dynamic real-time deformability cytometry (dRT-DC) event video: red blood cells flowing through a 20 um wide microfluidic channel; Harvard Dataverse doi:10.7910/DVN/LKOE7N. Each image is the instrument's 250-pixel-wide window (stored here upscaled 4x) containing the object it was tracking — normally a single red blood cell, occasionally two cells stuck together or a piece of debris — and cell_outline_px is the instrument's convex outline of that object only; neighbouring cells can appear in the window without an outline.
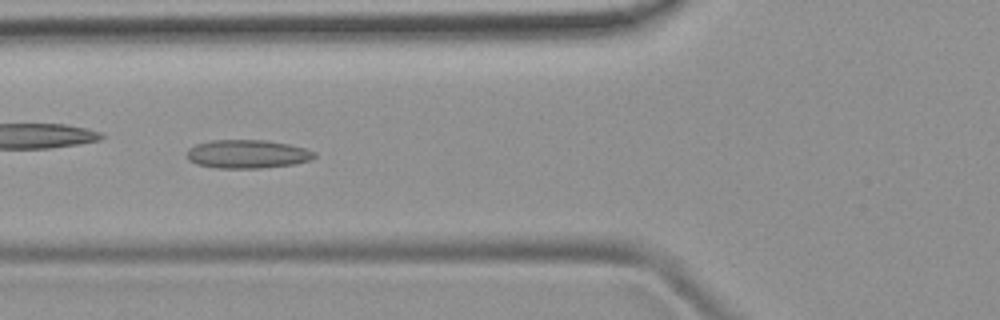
{"species": "common noctule bat (a hibernating species)", "species_latin": "Nyctalus noctula", "temperature_condition": "room temperature", "stored_images_in_passage": 38, "camera_frame_rate_fps": 3000, "um_per_image_px": 0.085, "animal": {"sex": "female", "body_mass_g": 19.9}, "frame": {"image": 1, "passage_image": 6, "time_ms": 1.667, "image_size_px": [1000, 320], "cell_outline_px": [[316, 156], [312, 160], [296, 164], [260, 168], [216, 168], [196, 164], [188, 160], [184, 156], [188, 148], [196, 144], [212, 140], [268, 140], [308, 148], [316, 152]], "centroid_in_image_um": [21.03, 13.09], "position_along_channel_um": 104.8, "area_um2": 21.62}}
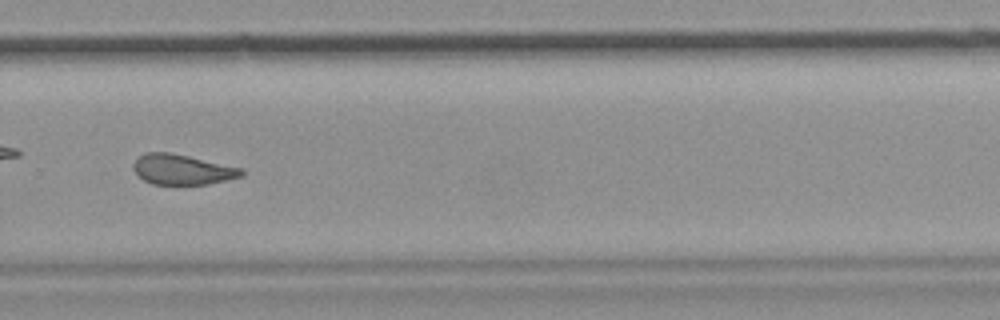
{"frame": {"image": 2, "passage_image": 22, "time_ms": 7.0, "image_size_px": [1000, 320], "cell_outline_px": [[244, 176], [208, 184], [152, 184], [144, 180], [132, 168], [132, 164], [140, 156], [148, 152], [168, 152], [188, 156], [244, 168]], "centroid_in_image_um": [15.53, 14.41], "position_along_channel_um": 314.3, "area_um2": 18.96}, "authors_computed_cell_mechanics": {"area_um2": 19.8832, "velocity_mm_per_s": 3.9388, "shape_relaxation_time_tau1_ms": null, "shape_relaxation_time_tau2_ms": 2.2422, "deformation_change_tau1": null, "deformation_change_tau2": 0.0981}}